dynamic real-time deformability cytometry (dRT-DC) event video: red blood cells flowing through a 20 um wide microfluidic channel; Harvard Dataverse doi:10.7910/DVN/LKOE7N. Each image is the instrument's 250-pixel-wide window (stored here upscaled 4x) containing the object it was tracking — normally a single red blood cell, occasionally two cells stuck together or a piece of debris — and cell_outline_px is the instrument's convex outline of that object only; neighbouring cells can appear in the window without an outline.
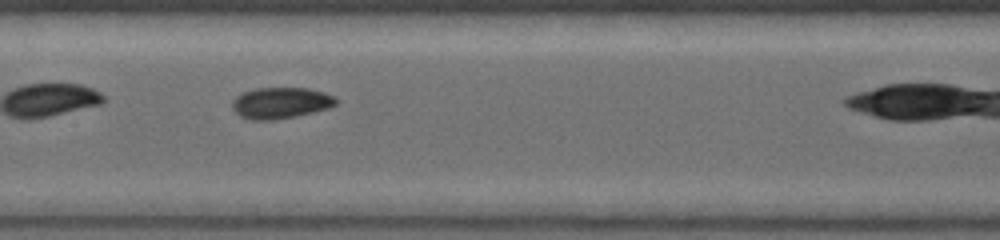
{"species": "common noctule bat (a hibernating species)", "species_latin": "Nyctalus noctula", "temperature_condition": "warm", "stored_images_in_passage": 12, "camera_frame_rate_fps": 5000, "um_per_image_px": 0.085, "animal": {"sex": "female", "body_mass_g": 19.0, "forearm_length_mm": 53.3}, "frame": {"image": 1, "passage_image": 6, "time_ms": 1.6, "image_size_px": [1000, 240], "cell_outline_px": [[336, 104], [328, 108], [296, 116], [272, 120], [252, 120], [240, 116], [232, 108], [232, 100], [236, 96], [244, 92], [256, 88], [308, 88], [324, 92], [336, 96]], "centroid_in_image_um": [23.85, 8.74], "position_along_channel_um": 183.5, "area_um2": 18.84}}
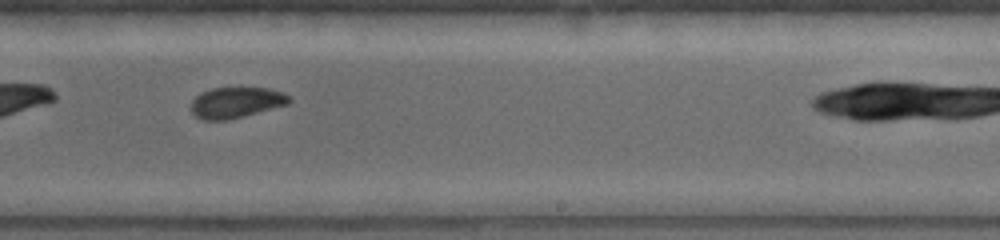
{"frame": {"image": 2, "passage_image": 10, "time_ms": 2.8, "image_size_px": [1000, 240], "cell_outline_px": [[292, 100], [288, 104], [244, 116], [224, 120], [204, 120], [196, 116], [192, 112], [192, 100], [200, 92], [212, 88], [268, 88], [284, 92], [292, 96]], "centroid_in_image_um": [20.1, 8.7], "position_along_channel_um": 268.9, "area_um2": 17.63}}